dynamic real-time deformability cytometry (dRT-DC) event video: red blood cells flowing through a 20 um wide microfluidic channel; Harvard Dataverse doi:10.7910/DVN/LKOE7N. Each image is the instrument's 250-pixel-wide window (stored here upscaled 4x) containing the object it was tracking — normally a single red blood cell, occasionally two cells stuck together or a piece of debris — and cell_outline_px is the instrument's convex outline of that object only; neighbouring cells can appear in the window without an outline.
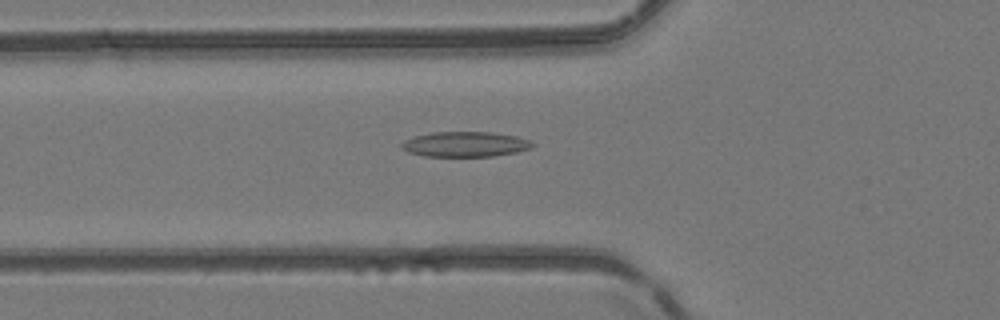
{"species": "common noctule bat (a hibernating species)", "species_latin": "Nyctalus noctula", "temperature_condition": "room temperature", "stored_images_in_passage": 51, "camera_frame_rate_fps": 3000, "um_per_image_px": 0.085, "animal": {"sex": "female", "body_mass_g": 24.6, "forearm_length_mm": 56.2}, "frame": {"image": 1, "passage_image": 19, "time_ms": 6.0, "image_size_px": [1000, 320], "cell_outline_px": [[536, 144], [532, 148], [516, 152], [492, 156], [424, 156], [408, 152], [400, 148], [400, 144], [404, 140], [416, 136], [432, 132], [492, 132], [516, 136], [528, 140]], "centroid_in_image_um": [39.53, 12.26], "position_along_channel_um": 86.3, "area_um2": 19.19}}
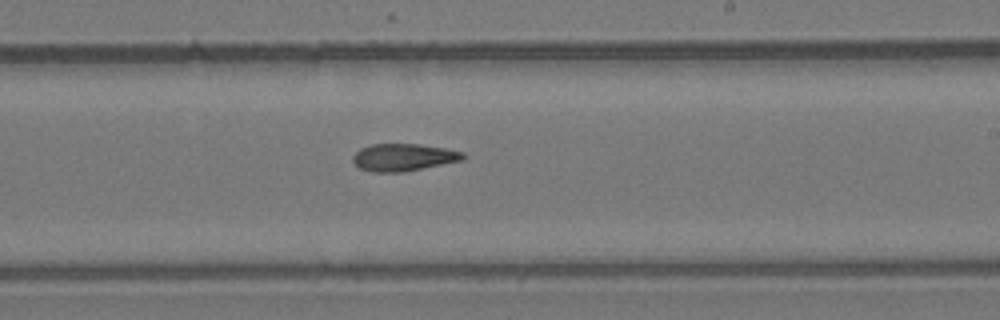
{"frame": {"image": 2, "passage_image": 31, "time_ms": 10.0, "image_size_px": [1000, 320], "cell_outline_px": [[464, 160], [404, 172], [372, 172], [360, 168], [352, 160], [352, 156], [360, 148], [372, 144], [416, 144], [444, 148], [464, 152]], "centroid_in_image_um": [34.29, 13.37], "position_along_channel_um": 254.7, "area_um2": 17.51}}
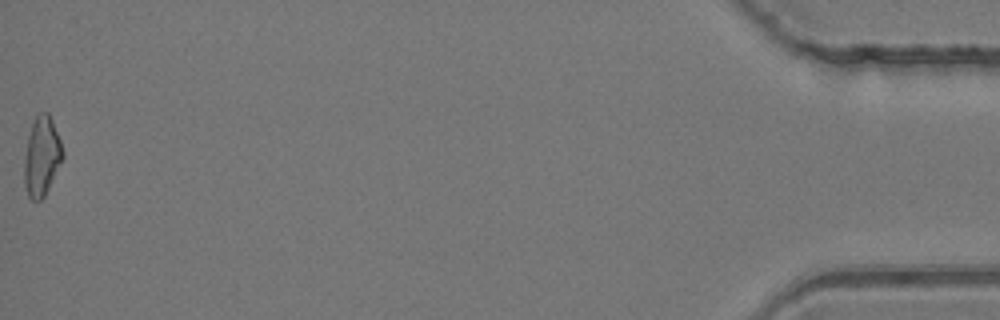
{"frame": {"image": 3, "passage_image": 51, "time_ms": 16.667, "image_size_px": [1000, 320], "cell_outline_px": [[64, 156], [44, 196], [40, 200], [32, 200], [28, 196], [24, 184], [24, 160], [28, 136], [36, 112], [48, 112], [52, 120], [60, 140], [64, 152]], "centroid_in_image_um": [3.54, 13.26], "position_along_channel_um": 431.7, "area_um2": 17.69}, "authors_computed_cell_mechanics": {"area_um2": 17.9758, "velocity_mm_per_s": 4.1975, "shape_relaxation_time_tau1_ms": 10.2009, "shape_relaxation_time_tau2_ms": 9.8928, "deformation_change_tau1": 0.1923, "deformation_change_tau2": 0.2208}}